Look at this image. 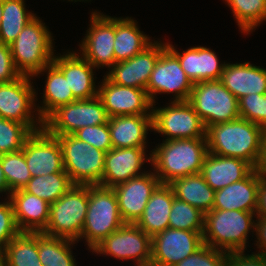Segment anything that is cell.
<instances>
[{"label": "cell", "instance_id": "obj_35", "mask_svg": "<svg viewBox=\"0 0 266 266\" xmlns=\"http://www.w3.org/2000/svg\"><path fill=\"white\" fill-rule=\"evenodd\" d=\"M73 185L66 172H57L32 177L23 187V190L52 204Z\"/></svg>", "mask_w": 266, "mask_h": 266}, {"label": "cell", "instance_id": "obj_43", "mask_svg": "<svg viewBox=\"0 0 266 266\" xmlns=\"http://www.w3.org/2000/svg\"><path fill=\"white\" fill-rule=\"evenodd\" d=\"M5 200L3 203L0 202V254L5 250L8 243L20 232L15 222L11 201L9 198Z\"/></svg>", "mask_w": 266, "mask_h": 266}, {"label": "cell", "instance_id": "obj_48", "mask_svg": "<svg viewBox=\"0 0 266 266\" xmlns=\"http://www.w3.org/2000/svg\"><path fill=\"white\" fill-rule=\"evenodd\" d=\"M4 192L6 193L7 198H8L11 192L9 191L7 181H6L4 173H3V169L1 166V155H0V193H4Z\"/></svg>", "mask_w": 266, "mask_h": 266}, {"label": "cell", "instance_id": "obj_14", "mask_svg": "<svg viewBox=\"0 0 266 266\" xmlns=\"http://www.w3.org/2000/svg\"><path fill=\"white\" fill-rule=\"evenodd\" d=\"M90 18L89 29L79 44L80 53L95 69H110L115 64V17L94 11Z\"/></svg>", "mask_w": 266, "mask_h": 266}, {"label": "cell", "instance_id": "obj_36", "mask_svg": "<svg viewBox=\"0 0 266 266\" xmlns=\"http://www.w3.org/2000/svg\"><path fill=\"white\" fill-rule=\"evenodd\" d=\"M224 1V0H223ZM241 33L250 34L266 21V0H225Z\"/></svg>", "mask_w": 266, "mask_h": 266}, {"label": "cell", "instance_id": "obj_40", "mask_svg": "<svg viewBox=\"0 0 266 266\" xmlns=\"http://www.w3.org/2000/svg\"><path fill=\"white\" fill-rule=\"evenodd\" d=\"M240 118L266 129V94H249L238 99Z\"/></svg>", "mask_w": 266, "mask_h": 266}, {"label": "cell", "instance_id": "obj_39", "mask_svg": "<svg viewBox=\"0 0 266 266\" xmlns=\"http://www.w3.org/2000/svg\"><path fill=\"white\" fill-rule=\"evenodd\" d=\"M32 133L25 124L0 117V155L22 150Z\"/></svg>", "mask_w": 266, "mask_h": 266}, {"label": "cell", "instance_id": "obj_33", "mask_svg": "<svg viewBox=\"0 0 266 266\" xmlns=\"http://www.w3.org/2000/svg\"><path fill=\"white\" fill-rule=\"evenodd\" d=\"M76 241L38 232V254L42 266H77L72 245Z\"/></svg>", "mask_w": 266, "mask_h": 266}, {"label": "cell", "instance_id": "obj_11", "mask_svg": "<svg viewBox=\"0 0 266 266\" xmlns=\"http://www.w3.org/2000/svg\"><path fill=\"white\" fill-rule=\"evenodd\" d=\"M152 128L165 140L206 138V128L188 101H171L167 107L152 109Z\"/></svg>", "mask_w": 266, "mask_h": 266}, {"label": "cell", "instance_id": "obj_4", "mask_svg": "<svg viewBox=\"0 0 266 266\" xmlns=\"http://www.w3.org/2000/svg\"><path fill=\"white\" fill-rule=\"evenodd\" d=\"M51 34L36 16L10 44L14 65L21 75L33 76L53 62L55 50Z\"/></svg>", "mask_w": 266, "mask_h": 266}, {"label": "cell", "instance_id": "obj_42", "mask_svg": "<svg viewBox=\"0 0 266 266\" xmlns=\"http://www.w3.org/2000/svg\"><path fill=\"white\" fill-rule=\"evenodd\" d=\"M73 135L105 152L113 148L108 123L80 128Z\"/></svg>", "mask_w": 266, "mask_h": 266}, {"label": "cell", "instance_id": "obj_3", "mask_svg": "<svg viewBox=\"0 0 266 266\" xmlns=\"http://www.w3.org/2000/svg\"><path fill=\"white\" fill-rule=\"evenodd\" d=\"M256 213L241 210H215L205 214L203 244L225 252L247 249L248 233H255Z\"/></svg>", "mask_w": 266, "mask_h": 266}, {"label": "cell", "instance_id": "obj_6", "mask_svg": "<svg viewBox=\"0 0 266 266\" xmlns=\"http://www.w3.org/2000/svg\"><path fill=\"white\" fill-rule=\"evenodd\" d=\"M188 102L199 115L205 128L240 118L238 99L220 80L193 84Z\"/></svg>", "mask_w": 266, "mask_h": 266}, {"label": "cell", "instance_id": "obj_15", "mask_svg": "<svg viewBox=\"0 0 266 266\" xmlns=\"http://www.w3.org/2000/svg\"><path fill=\"white\" fill-rule=\"evenodd\" d=\"M203 245V232L167 228L152 237L150 266H174Z\"/></svg>", "mask_w": 266, "mask_h": 266}, {"label": "cell", "instance_id": "obj_37", "mask_svg": "<svg viewBox=\"0 0 266 266\" xmlns=\"http://www.w3.org/2000/svg\"><path fill=\"white\" fill-rule=\"evenodd\" d=\"M204 220V213L187 202L174 197L169 216V228L204 232Z\"/></svg>", "mask_w": 266, "mask_h": 266}, {"label": "cell", "instance_id": "obj_18", "mask_svg": "<svg viewBox=\"0 0 266 266\" xmlns=\"http://www.w3.org/2000/svg\"><path fill=\"white\" fill-rule=\"evenodd\" d=\"M166 42L154 41L136 56L116 62L105 75L111 82L146 90L150 76Z\"/></svg>", "mask_w": 266, "mask_h": 266}, {"label": "cell", "instance_id": "obj_51", "mask_svg": "<svg viewBox=\"0 0 266 266\" xmlns=\"http://www.w3.org/2000/svg\"><path fill=\"white\" fill-rule=\"evenodd\" d=\"M0 266H4V262H3L1 254H0Z\"/></svg>", "mask_w": 266, "mask_h": 266}, {"label": "cell", "instance_id": "obj_8", "mask_svg": "<svg viewBox=\"0 0 266 266\" xmlns=\"http://www.w3.org/2000/svg\"><path fill=\"white\" fill-rule=\"evenodd\" d=\"M88 209V185H73L50 204V218L43 233L79 241Z\"/></svg>", "mask_w": 266, "mask_h": 266}, {"label": "cell", "instance_id": "obj_2", "mask_svg": "<svg viewBox=\"0 0 266 266\" xmlns=\"http://www.w3.org/2000/svg\"><path fill=\"white\" fill-rule=\"evenodd\" d=\"M151 166L160 183L201 173L208 153L206 138L163 140L152 149Z\"/></svg>", "mask_w": 266, "mask_h": 266}, {"label": "cell", "instance_id": "obj_52", "mask_svg": "<svg viewBox=\"0 0 266 266\" xmlns=\"http://www.w3.org/2000/svg\"><path fill=\"white\" fill-rule=\"evenodd\" d=\"M68 1H71L72 2L73 0H68ZM74 1L75 2H78V1H82L83 2L84 0H74ZM85 1H88V0H85Z\"/></svg>", "mask_w": 266, "mask_h": 266}, {"label": "cell", "instance_id": "obj_20", "mask_svg": "<svg viewBox=\"0 0 266 266\" xmlns=\"http://www.w3.org/2000/svg\"><path fill=\"white\" fill-rule=\"evenodd\" d=\"M145 150L146 148L127 147L112 148L106 152L100 186L113 188L133 177L144 174L140 171L142 165L145 162L151 163V153L147 158Z\"/></svg>", "mask_w": 266, "mask_h": 266}, {"label": "cell", "instance_id": "obj_49", "mask_svg": "<svg viewBox=\"0 0 266 266\" xmlns=\"http://www.w3.org/2000/svg\"><path fill=\"white\" fill-rule=\"evenodd\" d=\"M260 173L263 177L266 178V129H265V136H264V153L261 165L259 167Z\"/></svg>", "mask_w": 266, "mask_h": 266}, {"label": "cell", "instance_id": "obj_22", "mask_svg": "<svg viewBox=\"0 0 266 266\" xmlns=\"http://www.w3.org/2000/svg\"><path fill=\"white\" fill-rule=\"evenodd\" d=\"M166 47L178 58L181 68L192 84L220 80L226 64L225 62L219 64L215 51L207 47L196 46L178 52L170 43H166Z\"/></svg>", "mask_w": 266, "mask_h": 266}, {"label": "cell", "instance_id": "obj_13", "mask_svg": "<svg viewBox=\"0 0 266 266\" xmlns=\"http://www.w3.org/2000/svg\"><path fill=\"white\" fill-rule=\"evenodd\" d=\"M192 87L178 58L166 47L156 62L146 88L153 106L157 93H175L171 101H188Z\"/></svg>", "mask_w": 266, "mask_h": 266}, {"label": "cell", "instance_id": "obj_34", "mask_svg": "<svg viewBox=\"0 0 266 266\" xmlns=\"http://www.w3.org/2000/svg\"><path fill=\"white\" fill-rule=\"evenodd\" d=\"M24 0H4L0 24V43L10 45L23 28L36 17L27 11Z\"/></svg>", "mask_w": 266, "mask_h": 266}, {"label": "cell", "instance_id": "obj_12", "mask_svg": "<svg viewBox=\"0 0 266 266\" xmlns=\"http://www.w3.org/2000/svg\"><path fill=\"white\" fill-rule=\"evenodd\" d=\"M152 238L135 223H124L93 250L121 260H133L137 266H150ZM136 261V262H135Z\"/></svg>", "mask_w": 266, "mask_h": 266}, {"label": "cell", "instance_id": "obj_21", "mask_svg": "<svg viewBox=\"0 0 266 266\" xmlns=\"http://www.w3.org/2000/svg\"><path fill=\"white\" fill-rule=\"evenodd\" d=\"M53 63L62 71L73 96L77 100L90 99L98 95L94 79V67L82 55L75 51L55 56Z\"/></svg>", "mask_w": 266, "mask_h": 266}, {"label": "cell", "instance_id": "obj_38", "mask_svg": "<svg viewBox=\"0 0 266 266\" xmlns=\"http://www.w3.org/2000/svg\"><path fill=\"white\" fill-rule=\"evenodd\" d=\"M1 166L10 192L23 189L32 178L22 150L1 155Z\"/></svg>", "mask_w": 266, "mask_h": 266}, {"label": "cell", "instance_id": "obj_32", "mask_svg": "<svg viewBox=\"0 0 266 266\" xmlns=\"http://www.w3.org/2000/svg\"><path fill=\"white\" fill-rule=\"evenodd\" d=\"M4 266H42L38 232H19L1 253Z\"/></svg>", "mask_w": 266, "mask_h": 266}, {"label": "cell", "instance_id": "obj_41", "mask_svg": "<svg viewBox=\"0 0 266 266\" xmlns=\"http://www.w3.org/2000/svg\"><path fill=\"white\" fill-rule=\"evenodd\" d=\"M228 252L203 244L174 266H226Z\"/></svg>", "mask_w": 266, "mask_h": 266}, {"label": "cell", "instance_id": "obj_1", "mask_svg": "<svg viewBox=\"0 0 266 266\" xmlns=\"http://www.w3.org/2000/svg\"><path fill=\"white\" fill-rule=\"evenodd\" d=\"M264 136V128L242 118L206 128L209 153L242 159L254 169L262 162Z\"/></svg>", "mask_w": 266, "mask_h": 266}, {"label": "cell", "instance_id": "obj_45", "mask_svg": "<svg viewBox=\"0 0 266 266\" xmlns=\"http://www.w3.org/2000/svg\"><path fill=\"white\" fill-rule=\"evenodd\" d=\"M226 266H266V259L256 252L250 255L244 251L228 252Z\"/></svg>", "mask_w": 266, "mask_h": 266}, {"label": "cell", "instance_id": "obj_27", "mask_svg": "<svg viewBox=\"0 0 266 266\" xmlns=\"http://www.w3.org/2000/svg\"><path fill=\"white\" fill-rule=\"evenodd\" d=\"M108 125L113 148H147V131L153 130L152 115L114 116Z\"/></svg>", "mask_w": 266, "mask_h": 266}, {"label": "cell", "instance_id": "obj_44", "mask_svg": "<svg viewBox=\"0 0 266 266\" xmlns=\"http://www.w3.org/2000/svg\"><path fill=\"white\" fill-rule=\"evenodd\" d=\"M20 76L13 62L10 45L0 43V83L12 82Z\"/></svg>", "mask_w": 266, "mask_h": 266}, {"label": "cell", "instance_id": "obj_23", "mask_svg": "<svg viewBox=\"0 0 266 266\" xmlns=\"http://www.w3.org/2000/svg\"><path fill=\"white\" fill-rule=\"evenodd\" d=\"M16 225L20 232H43L50 218V204L45 200L25 192L12 191L9 195Z\"/></svg>", "mask_w": 266, "mask_h": 266}, {"label": "cell", "instance_id": "obj_10", "mask_svg": "<svg viewBox=\"0 0 266 266\" xmlns=\"http://www.w3.org/2000/svg\"><path fill=\"white\" fill-rule=\"evenodd\" d=\"M31 78L21 75L12 82L0 83V117L23 123L35 132L43 129V120L34 115L37 95Z\"/></svg>", "mask_w": 266, "mask_h": 266}, {"label": "cell", "instance_id": "obj_17", "mask_svg": "<svg viewBox=\"0 0 266 266\" xmlns=\"http://www.w3.org/2000/svg\"><path fill=\"white\" fill-rule=\"evenodd\" d=\"M103 77L98 86V96L109 118L124 115H152L154 107L146 90L117 85L106 76Z\"/></svg>", "mask_w": 266, "mask_h": 266}, {"label": "cell", "instance_id": "obj_7", "mask_svg": "<svg viewBox=\"0 0 266 266\" xmlns=\"http://www.w3.org/2000/svg\"><path fill=\"white\" fill-rule=\"evenodd\" d=\"M63 154L65 172L74 185H100L106 152L79 140L73 134L56 136Z\"/></svg>", "mask_w": 266, "mask_h": 266}, {"label": "cell", "instance_id": "obj_47", "mask_svg": "<svg viewBox=\"0 0 266 266\" xmlns=\"http://www.w3.org/2000/svg\"><path fill=\"white\" fill-rule=\"evenodd\" d=\"M256 216L266 219V178L260 173V183L258 187Z\"/></svg>", "mask_w": 266, "mask_h": 266}, {"label": "cell", "instance_id": "obj_46", "mask_svg": "<svg viewBox=\"0 0 266 266\" xmlns=\"http://www.w3.org/2000/svg\"><path fill=\"white\" fill-rule=\"evenodd\" d=\"M257 220H255V232L257 243L255 246H258L259 248L258 253L261 254L266 259V219L262 217H256ZM261 250V252H260Z\"/></svg>", "mask_w": 266, "mask_h": 266}, {"label": "cell", "instance_id": "obj_28", "mask_svg": "<svg viewBox=\"0 0 266 266\" xmlns=\"http://www.w3.org/2000/svg\"><path fill=\"white\" fill-rule=\"evenodd\" d=\"M174 193L169 184L160 183L153 191L143 215L135 223L151 238L169 228Z\"/></svg>", "mask_w": 266, "mask_h": 266}, {"label": "cell", "instance_id": "obj_5", "mask_svg": "<svg viewBox=\"0 0 266 266\" xmlns=\"http://www.w3.org/2000/svg\"><path fill=\"white\" fill-rule=\"evenodd\" d=\"M124 223L113 188L88 185V209L80 236L87 247L93 250Z\"/></svg>", "mask_w": 266, "mask_h": 266}, {"label": "cell", "instance_id": "obj_24", "mask_svg": "<svg viewBox=\"0 0 266 266\" xmlns=\"http://www.w3.org/2000/svg\"><path fill=\"white\" fill-rule=\"evenodd\" d=\"M260 170L253 169L244 179L215 191V210L256 212Z\"/></svg>", "mask_w": 266, "mask_h": 266}, {"label": "cell", "instance_id": "obj_30", "mask_svg": "<svg viewBox=\"0 0 266 266\" xmlns=\"http://www.w3.org/2000/svg\"><path fill=\"white\" fill-rule=\"evenodd\" d=\"M137 22L129 17H115V63L128 60L148 47L152 41L138 28Z\"/></svg>", "mask_w": 266, "mask_h": 266}, {"label": "cell", "instance_id": "obj_50", "mask_svg": "<svg viewBox=\"0 0 266 266\" xmlns=\"http://www.w3.org/2000/svg\"><path fill=\"white\" fill-rule=\"evenodd\" d=\"M2 13H3V1L0 0V24H1V20H2Z\"/></svg>", "mask_w": 266, "mask_h": 266}, {"label": "cell", "instance_id": "obj_29", "mask_svg": "<svg viewBox=\"0 0 266 266\" xmlns=\"http://www.w3.org/2000/svg\"><path fill=\"white\" fill-rule=\"evenodd\" d=\"M47 73L45 89L43 90L42 106H37V112L44 121L53 111L62 105L69 104L77 99L73 96L71 89L62 71L52 62L42 70L35 73L32 77Z\"/></svg>", "mask_w": 266, "mask_h": 266}, {"label": "cell", "instance_id": "obj_16", "mask_svg": "<svg viewBox=\"0 0 266 266\" xmlns=\"http://www.w3.org/2000/svg\"><path fill=\"white\" fill-rule=\"evenodd\" d=\"M22 151L32 177L65 172L60 142L44 128L27 138Z\"/></svg>", "mask_w": 266, "mask_h": 266}, {"label": "cell", "instance_id": "obj_9", "mask_svg": "<svg viewBox=\"0 0 266 266\" xmlns=\"http://www.w3.org/2000/svg\"><path fill=\"white\" fill-rule=\"evenodd\" d=\"M109 116L97 95L58 107L44 121L43 128L53 136L68 135L86 126L108 123Z\"/></svg>", "mask_w": 266, "mask_h": 266}, {"label": "cell", "instance_id": "obj_31", "mask_svg": "<svg viewBox=\"0 0 266 266\" xmlns=\"http://www.w3.org/2000/svg\"><path fill=\"white\" fill-rule=\"evenodd\" d=\"M174 196L206 214L213 209L215 191L201 173L177 178L169 183Z\"/></svg>", "mask_w": 266, "mask_h": 266}, {"label": "cell", "instance_id": "obj_19", "mask_svg": "<svg viewBox=\"0 0 266 266\" xmlns=\"http://www.w3.org/2000/svg\"><path fill=\"white\" fill-rule=\"evenodd\" d=\"M159 184V178L154 172L144 171V174L113 187L118 201L119 213L125 223L138 221L143 215L153 191Z\"/></svg>", "mask_w": 266, "mask_h": 266}, {"label": "cell", "instance_id": "obj_25", "mask_svg": "<svg viewBox=\"0 0 266 266\" xmlns=\"http://www.w3.org/2000/svg\"><path fill=\"white\" fill-rule=\"evenodd\" d=\"M220 81L237 99L249 94H266V69L249 62L227 63Z\"/></svg>", "mask_w": 266, "mask_h": 266}, {"label": "cell", "instance_id": "obj_26", "mask_svg": "<svg viewBox=\"0 0 266 266\" xmlns=\"http://www.w3.org/2000/svg\"><path fill=\"white\" fill-rule=\"evenodd\" d=\"M254 168L246 161L207 153L201 174L206 183L214 190H220L229 184L244 179Z\"/></svg>", "mask_w": 266, "mask_h": 266}]
</instances>
